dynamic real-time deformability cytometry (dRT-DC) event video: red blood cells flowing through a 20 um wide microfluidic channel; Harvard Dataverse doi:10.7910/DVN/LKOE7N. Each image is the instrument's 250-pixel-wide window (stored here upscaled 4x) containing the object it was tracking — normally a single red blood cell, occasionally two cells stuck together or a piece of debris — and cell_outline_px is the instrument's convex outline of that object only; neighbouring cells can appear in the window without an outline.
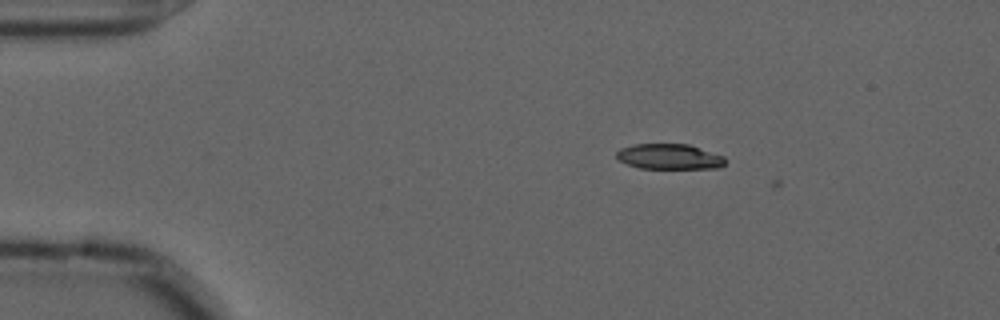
{"species": "common noctule bat (a hibernating species)", "species_latin": "Nyctalus noctula", "temperature_condition": "cold", "stored_images_in_passage": 2, "camera_frame_rate_fps": 3000, "um_per_image_px": 0.085, "animal": {"sex": "male", "forearm_length_mm": 52.5}, "frame": {"image": 1, "passage_image": 1, "time_ms": 0.0, "image_size_px": [1000, 320], "cell_outline_px": [[728, 160], [720, 168], [640, 168], [628, 164], [620, 160], [616, 156], [616, 152], [620, 148], [632, 144], [688, 144], [724, 156]], "centroid_in_image_um": [56.91, 13.31], "position_along_channel_um": 28.1, "area_um2": 16.07}}